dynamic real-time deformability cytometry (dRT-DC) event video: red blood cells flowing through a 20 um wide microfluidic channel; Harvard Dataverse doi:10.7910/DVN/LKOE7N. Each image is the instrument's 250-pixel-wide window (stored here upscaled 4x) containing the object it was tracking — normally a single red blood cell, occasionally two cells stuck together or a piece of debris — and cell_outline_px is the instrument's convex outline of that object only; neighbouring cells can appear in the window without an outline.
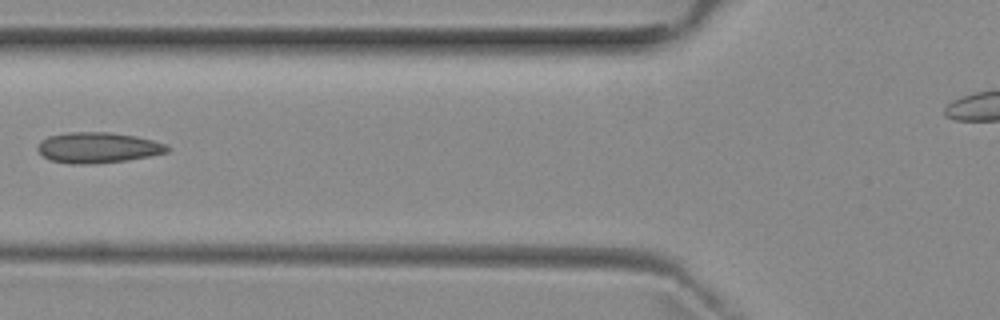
{"species": "common noctule bat (a hibernating species)", "species_latin": "Nyctalus noctula", "temperature_condition": "room temperature", "stored_images_in_passage": 6, "camera_frame_rate_fps": 3000, "um_per_image_px": 0.085, "animal": {"sex": "female", "body_mass_g": 29.2, "forearm_length_mm": 56.3}, "frame": {"image": 1, "passage_image": 5, "time_ms": 6.333, "image_size_px": [1000, 320], "cell_outline_px": [[172, 148], [168, 152], [128, 160], [88, 164], [72, 164], [52, 160], [44, 156], [36, 148], [40, 140], [48, 136], [68, 132], [112, 132], [136, 136], [168, 144]], "centroid_in_image_um": [8.34, 12.54], "position_along_channel_um": 117.5, "area_um2": 23.24}}
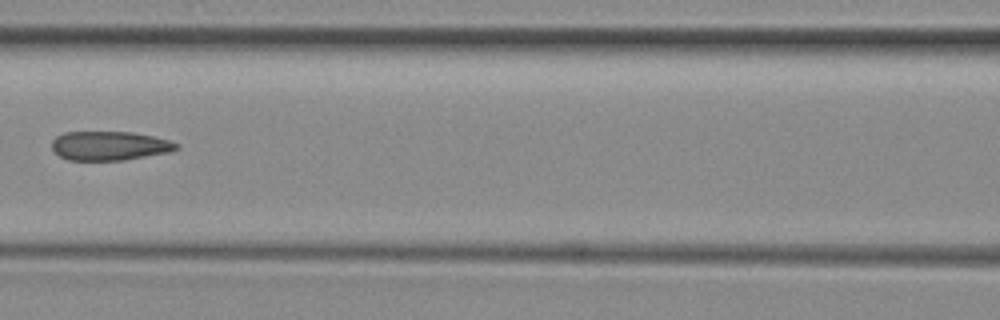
{"frame": {"image": 2, "passage_image": 6, "time_ms": 7.333, "image_size_px": [1000, 320], "cell_outline_px": [[180, 148], [168, 152], [124, 160], [68, 160], [60, 156], [52, 148], [52, 140], [56, 136], [64, 132], [132, 132], [152, 136], [168, 140], [180, 144]], "centroid_in_image_um": [9.31, 12.39], "position_along_channel_um": 157.3, "area_um2": 21.04}}